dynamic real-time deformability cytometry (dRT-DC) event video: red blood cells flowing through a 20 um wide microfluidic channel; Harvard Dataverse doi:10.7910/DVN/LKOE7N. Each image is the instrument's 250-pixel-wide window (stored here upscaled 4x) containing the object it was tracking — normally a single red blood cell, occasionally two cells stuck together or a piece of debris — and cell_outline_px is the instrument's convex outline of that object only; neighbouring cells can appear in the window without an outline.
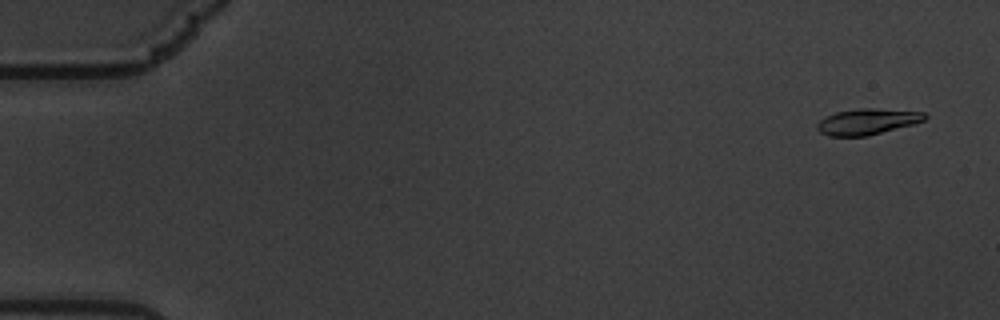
{"species": "common noctule bat (a hibernating species)", "species_latin": "Nyctalus noctula", "temperature_condition": "warm", "stored_images_in_passage": 60, "camera_frame_rate_fps": 3000, "um_per_image_px": 0.085, "animal": {"sex": "male", "body_mass_g": 19.5, "forearm_length_mm": 54.6}, "frame": {"image": 1, "passage_image": 3, "time_ms": 0.667, "image_size_px": [1000, 320], "cell_outline_px": [[928, 116], [924, 120], [912, 124], [868, 136], [828, 136], [820, 132], [816, 128], [816, 124], [824, 116], [836, 112], [860, 108], [872, 108], [924, 112]], "centroid_in_image_um": [73.68, 10.34], "position_along_channel_um": 11.3, "area_um2": 16.24}}
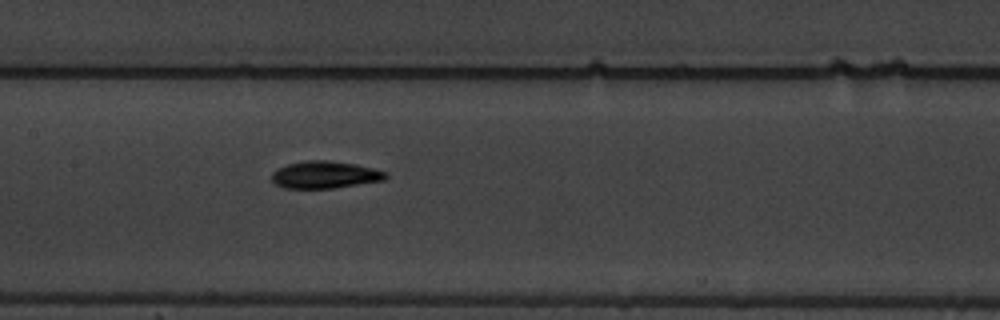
{"frame": {"image": 2, "passage_image": 30, "time_ms": 9.667, "image_size_px": [1000, 320], "cell_outline_px": [[388, 176], [384, 180], [332, 188], [284, 188], [276, 184], [272, 180], [272, 172], [276, 168], [288, 164], [308, 160], [328, 160], [356, 164], [388, 172]], "centroid_in_image_um": [27.61, 14.85], "position_along_channel_um": 179.8, "area_um2": 18.03}}
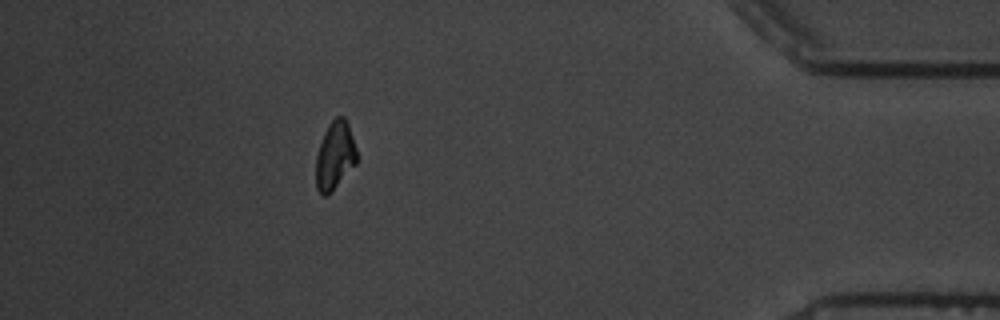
{"frame": {"image": 3, "passage_image": 54, "time_ms": 17.667, "image_size_px": [1000, 320], "cell_outline_px": [[356, 164], [324, 196], [316, 188], [316, 156], [324, 132], [328, 124], [336, 116], [344, 116], [348, 124], [356, 148]], "centroid_in_image_um": [28.45, 13.16], "position_along_channel_um": 406.7, "area_um2": 15.72}, "authors_computed_cell_mechanics": {"area_um2": 16.9643, "velocity_mm_per_s": 3.407, "shape_relaxation_time_tau1_ms": 4.281, "shape_relaxation_time_tau2_ms": 3.7164, "deformation_change_tau1": 0.1581, "deformation_change_tau2": 0.0728}}